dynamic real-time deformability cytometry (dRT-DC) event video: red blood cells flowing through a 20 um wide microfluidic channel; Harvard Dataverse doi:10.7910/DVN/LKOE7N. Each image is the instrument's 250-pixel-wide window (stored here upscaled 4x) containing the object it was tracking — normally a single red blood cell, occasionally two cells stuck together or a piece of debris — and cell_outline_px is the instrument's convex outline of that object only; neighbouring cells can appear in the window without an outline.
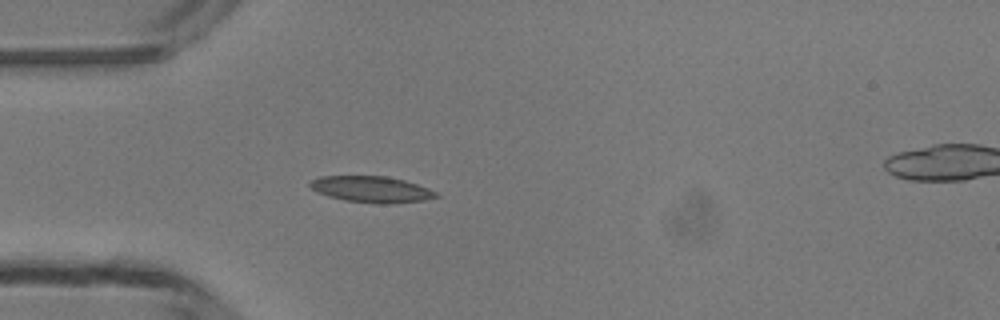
{"species": "common noctule bat (a hibernating species)", "species_latin": "Nyctalus noctula", "temperature_condition": "room temperature", "stored_images_in_passage": 36, "camera_frame_rate_fps": 3000, "um_per_image_px": 0.085, "animal": {"sex": "male", "body_mass_g": 13.3}, "frame": {"image": 1, "passage_image": 1, "time_ms": 0.0, "image_size_px": [1000, 320], "cell_outline_px": [[440, 196], [424, 200], [384, 204], [376, 204], [344, 200], [328, 196], [316, 192], [308, 184], [312, 180], [320, 176], [388, 176], [404, 180], [428, 188], [436, 192]], "centroid_in_image_um": [31.56, 16.09], "position_along_channel_um": 53.4, "area_um2": 19.25}}
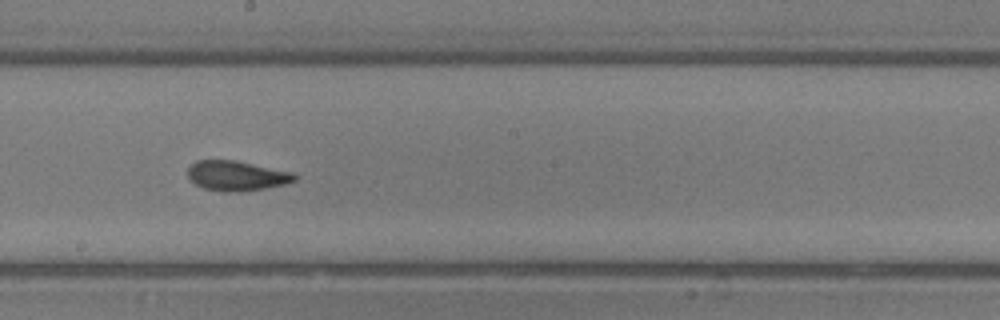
{"frame": {"image": 2, "passage_image": 14, "time_ms": 4.333, "image_size_px": [1000, 320], "cell_outline_px": [[296, 180], [284, 184], [264, 188], [240, 192], [224, 192], [204, 188], [196, 184], [188, 176], [188, 168], [196, 160], [236, 160], [296, 172]], "centroid_in_image_um": [20.15, 14.93], "position_along_channel_um": 228.1, "area_um2": 18.73}}
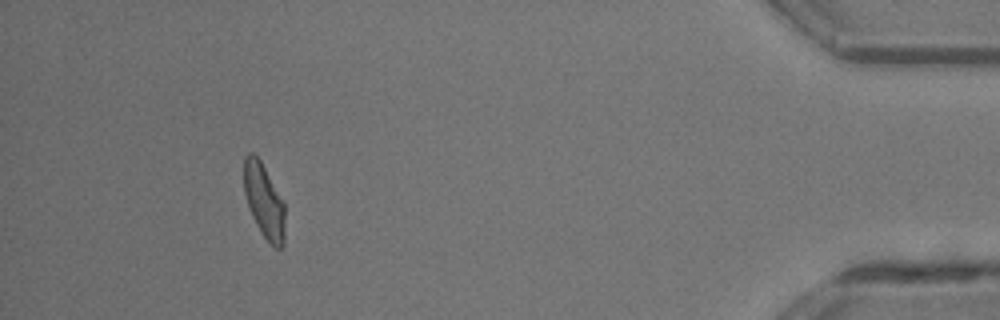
{"frame": {"image": 3, "passage_image": 32, "time_ms": 10.333, "image_size_px": [1000, 320], "cell_outline_px": [[284, 244], [280, 248], [276, 248], [264, 236], [256, 224], [252, 216], [244, 192], [244, 156], [248, 152], [252, 152], [260, 160], [284, 200]], "centroid_in_image_um": [22.45, 17.04], "position_along_channel_um": 412.8, "area_um2": 17.63}, "authors_computed_cell_mechanics": {"area_um2": 18.3804, "velocity_mm_per_s": 4.1841, "shape_relaxation_time_tau1_ms": null, "shape_relaxation_time_tau2_ms": 2.0786, "deformation_change_tau1": null, "deformation_change_tau2": 0.0828}}